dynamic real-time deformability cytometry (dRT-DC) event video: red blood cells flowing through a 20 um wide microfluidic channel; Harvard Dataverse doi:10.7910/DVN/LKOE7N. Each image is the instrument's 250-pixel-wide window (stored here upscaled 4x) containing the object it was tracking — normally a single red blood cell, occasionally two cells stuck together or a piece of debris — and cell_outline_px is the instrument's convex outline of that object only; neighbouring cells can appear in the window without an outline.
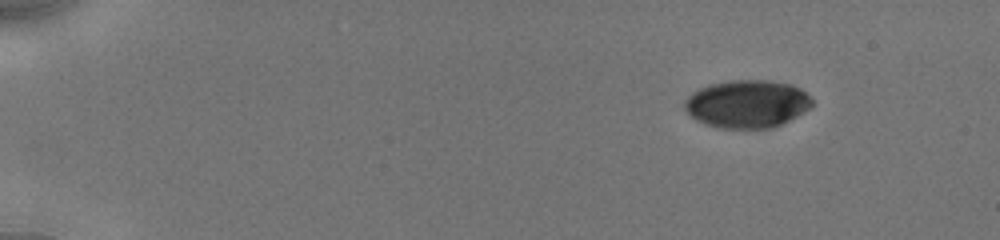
{"species": "human", "species_latin": "Homo sapiens", "temperature_condition": "cold", "stored_images_in_passage": 20, "camera_frame_rate_fps": 3000, "um_per_image_px": 0.085, "donor": {"sex": "male"}, "frame": {"image": 1, "passage_image": 1, "time_ms": 0.0, "image_size_px": [1000, 240], "cell_outline_px": [[812, 104], [804, 112], [772, 128], [716, 128], [704, 124], [696, 120], [684, 108], [684, 100], [692, 92], [700, 88], [712, 84], [732, 80], [768, 80], [792, 84], [800, 88], [812, 100]], "centroid_in_image_um": [63.48, 8.83], "position_along_channel_um": 21.5, "area_um2": 35.43}}
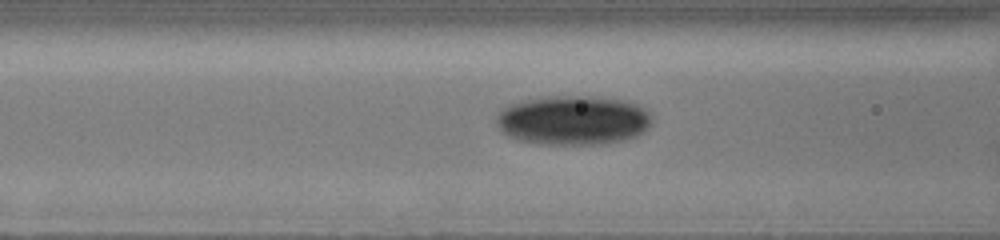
{"frame": {"image": 2, "passage_image": 12, "time_ms": 5.667, "image_size_px": [1000, 240], "cell_outline_px": [[652, 124], [644, 132], [636, 136], [604, 144], [540, 144], [520, 140], [508, 136], [500, 132], [496, 124], [496, 116], [508, 104], [520, 100], [548, 96], [600, 96], [628, 100], [644, 108], [648, 112]], "centroid_in_image_um": [48.7, 10.2], "position_along_channel_um": 117.9, "area_um2": 45.32}}
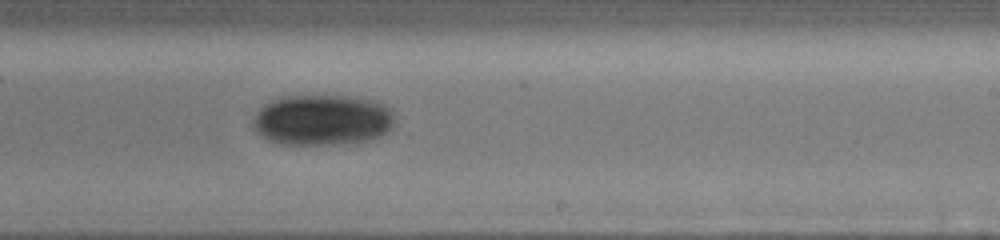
{"frame": {"image": 3, "passage_image": 20, "time_ms": 9.333, "image_size_px": [1000, 240], "cell_outline_px": [[396, 124], [388, 132], [380, 136], [368, 140], [336, 144], [280, 144], [268, 140], [260, 136], [252, 128], [252, 120], [256, 112], [264, 104], [280, 96], [356, 96], [376, 100], [392, 108], [396, 116]], "centroid_in_image_um": [27.43, 10.18], "position_along_channel_um": 261.6, "area_um2": 42.83}}